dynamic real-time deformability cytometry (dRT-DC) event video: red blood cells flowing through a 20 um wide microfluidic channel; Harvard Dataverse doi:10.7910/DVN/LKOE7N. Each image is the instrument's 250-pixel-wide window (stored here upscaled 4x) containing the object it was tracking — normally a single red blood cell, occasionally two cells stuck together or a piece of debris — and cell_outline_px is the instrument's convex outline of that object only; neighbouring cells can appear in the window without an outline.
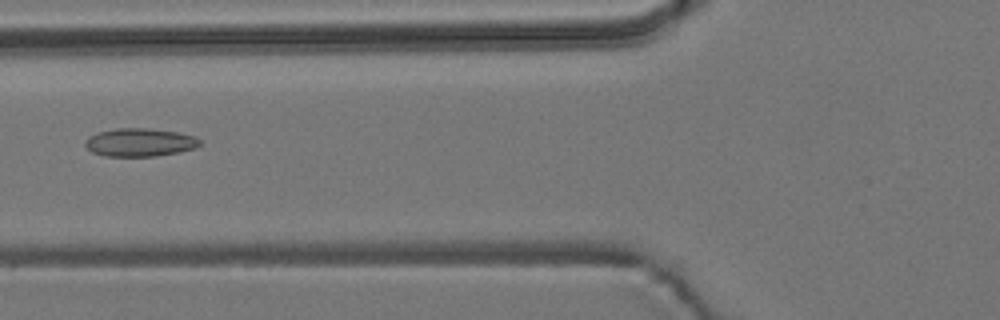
{"species": "common noctule bat (a hibernating species)", "species_latin": "Nyctalus noctula", "temperature_condition": "room temperature", "stored_images_in_passage": 10, "camera_frame_rate_fps": 3000, "um_per_image_px": 0.085, "animal": {"sex": "male", "body_mass_g": 19.2, "forearm_length_mm": 51.8}, "frame": {"image": 1, "passage_image": 6, "time_ms": 6.667, "image_size_px": [1000, 320], "cell_outline_px": [[200, 144], [196, 148], [180, 152], [156, 156], [104, 156], [92, 152], [84, 144], [84, 140], [88, 136], [96, 132], [116, 128], [148, 128], [176, 132], [196, 136], [200, 140]], "centroid_in_image_um": [11.86, 12.1], "position_along_channel_um": 113.9, "area_um2": 19.02}}
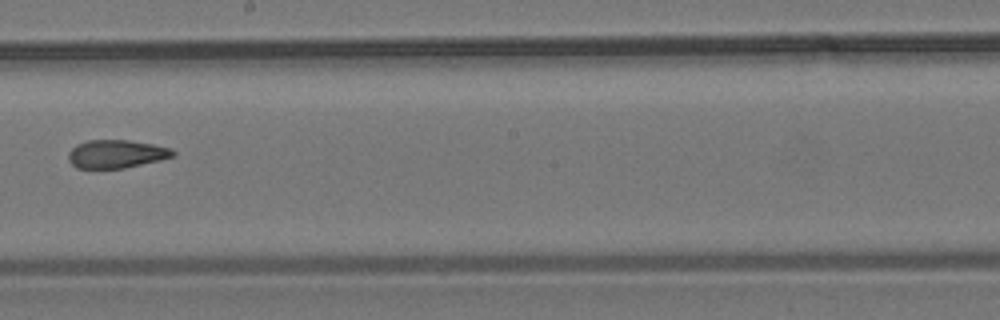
{"frame": {"image": 2, "passage_image": 9, "time_ms": 10.0, "image_size_px": [1000, 320], "cell_outline_px": [[176, 156], [160, 160], [124, 168], [76, 168], [68, 160], [68, 152], [76, 144], [88, 140], [128, 140], [152, 144], [172, 148], [176, 152]], "centroid_in_image_um": [9.89, 13.08], "position_along_channel_um": 238.3, "area_um2": 17.28}}
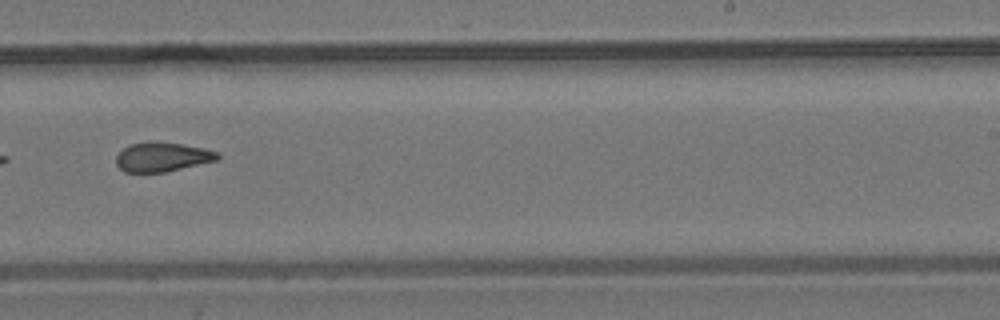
{"frame": {"image": 3, "passage_image": 10, "time_ms": 11.0, "image_size_px": [1000, 320], "cell_outline_px": [[220, 156], [216, 160], [164, 172], [124, 172], [116, 164], [116, 156], [128, 144], [148, 140], [180, 144], [204, 148], [220, 152]], "centroid_in_image_um": [13.76, 13.32], "position_along_channel_um": 275.2, "area_um2": 17.34}}